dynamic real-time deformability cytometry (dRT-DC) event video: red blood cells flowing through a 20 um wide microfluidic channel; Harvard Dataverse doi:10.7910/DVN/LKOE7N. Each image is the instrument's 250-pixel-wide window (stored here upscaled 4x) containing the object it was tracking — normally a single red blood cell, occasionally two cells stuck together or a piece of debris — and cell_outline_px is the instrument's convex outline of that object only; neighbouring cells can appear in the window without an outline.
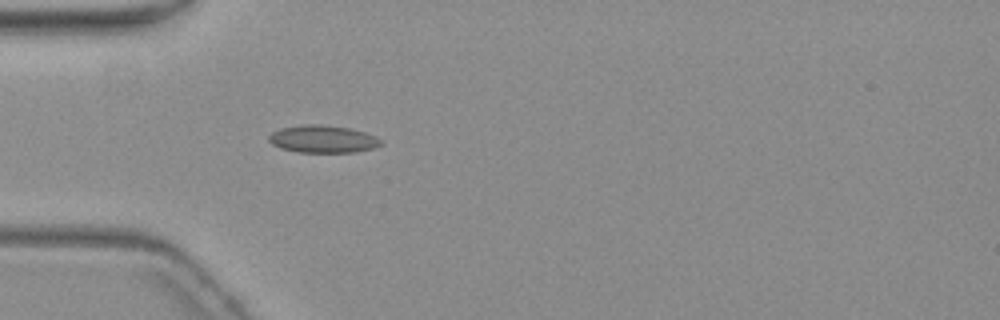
{"species": "common noctule bat (a hibernating species)", "species_latin": "Nyctalus noctula", "temperature_condition": "warm", "stored_images_in_passage": 1, "camera_frame_rate_fps": 3000, "um_per_image_px": 0.085, "animal": {"sex": "female", "body_mass_g": 19.3, "forearm_length_mm": 54.1}, "frame": {"image": 1, "passage_image": 1, "time_ms": 0.0, "image_size_px": [1000, 320], "cell_outline_px": [[380, 144], [376, 148], [356, 152], [300, 152], [280, 148], [272, 144], [268, 140], [268, 136], [272, 132], [280, 128], [300, 124], [320, 124], [348, 128], [364, 132], [376, 136], [380, 140]], "centroid_in_image_um": [27.41, 11.81], "position_along_channel_um": 57.6, "area_um2": 17.98}}